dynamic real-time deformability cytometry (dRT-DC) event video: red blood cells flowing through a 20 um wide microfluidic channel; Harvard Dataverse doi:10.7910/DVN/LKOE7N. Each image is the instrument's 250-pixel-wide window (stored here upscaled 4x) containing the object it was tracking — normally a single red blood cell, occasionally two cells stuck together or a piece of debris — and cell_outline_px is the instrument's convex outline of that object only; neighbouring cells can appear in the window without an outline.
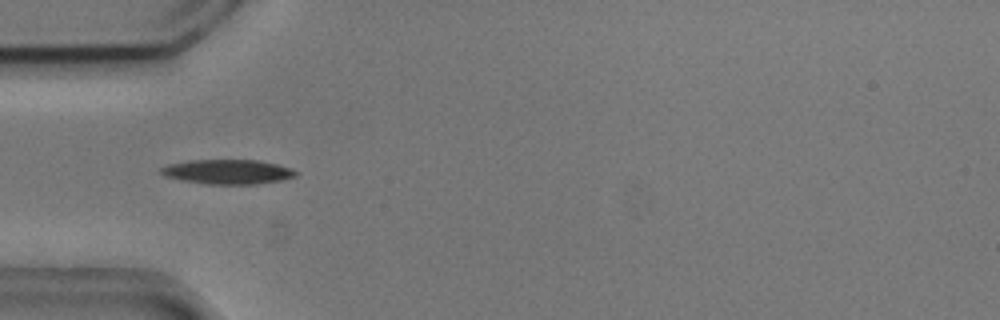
{"species": "common noctule bat (a hibernating species)", "species_latin": "Nyctalus noctula", "temperature_condition": "cold", "stored_images_in_passage": 3, "camera_frame_rate_fps": 3000, "um_per_image_px": 0.085, "animal": {"sex": "male", "body_mass_g": 20.5, "forearm_length_mm": 52.5}, "frame": {"image": 1, "passage_image": 1, "time_ms": 0.0, "image_size_px": [1000, 320], "cell_outline_px": [[296, 176], [280, 180], [256, 184], [208, 184], [180, 180], [164, 176], [160, 172], [160, 168], [168, 164], [188, 160], [260, 160], [292, 168], [296, 172]], "centroid_in_image_um": [19.32, 14.6], "position_along_channel_um": 65.7, "area_um2": 19.31}}
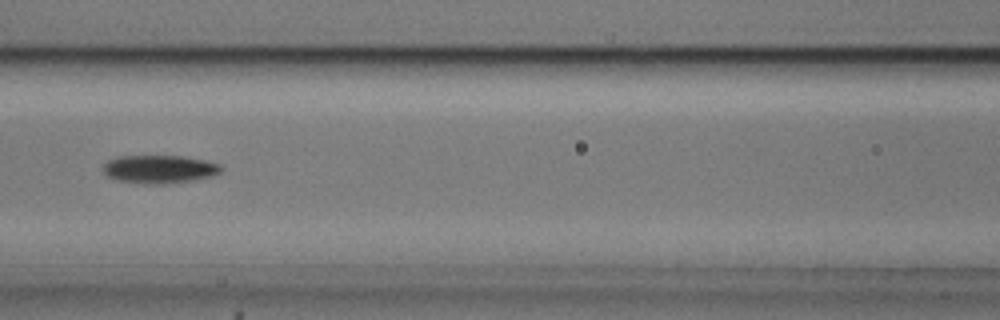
{"frame": {"image": 2, "passage_image": 3, "time_ms": 0.667, "image_size_px": [1000, 320], "cell_outline_px": [[224, 168], [220, 172], [212, 176], [196, 180], [164, 184], [140, 184], [116, 180], [108, 176], [104, 172], [104, 164], [108, 160], [116, 156], [180, 156], [204, 160], [220, 164]], "centroid_in_image_um": [13.55, 14.39], "position_along_channel_um": 153.0, "area_um2": 19.54}}